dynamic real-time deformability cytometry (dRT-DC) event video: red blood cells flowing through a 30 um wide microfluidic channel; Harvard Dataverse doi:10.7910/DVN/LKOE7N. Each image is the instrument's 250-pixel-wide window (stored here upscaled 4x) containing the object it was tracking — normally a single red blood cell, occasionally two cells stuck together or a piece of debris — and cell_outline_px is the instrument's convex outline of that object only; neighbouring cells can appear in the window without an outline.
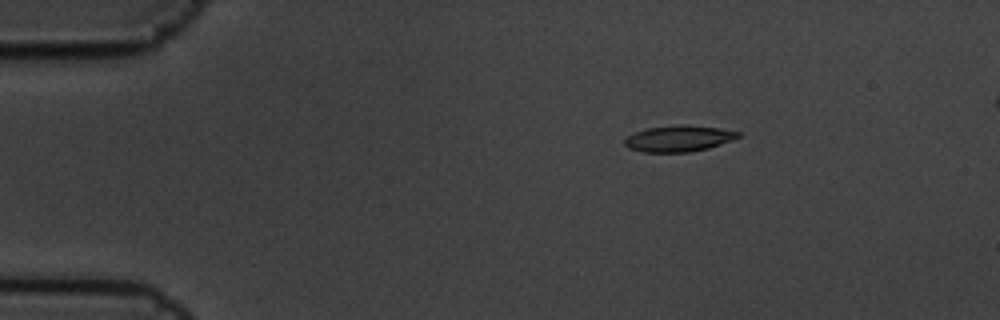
{"species": "common noctule bat (a hibernating species)", "species_latin": "Nyctalus noctula", "temperature_condition": "cold", "stored_images_in_passage": 5, "camera_frame_rate_fps": 3000, "um_per_image_px": 0.085, "animal": {"sex": "male", "body_mass_g": 19.5, "forearm_length_mm": 54.6}, "frame": {"image": 1, "passage_image": 2, "time_ms": 0.333, "image_size_px": [1000, 320], "cell_outline_px": [[740, 136], [732, 140], [708, 148], [688, 152], [644, 152], [628, 148], [624, 144], [624, 140], [628, 136], [636, 132], [648, 128], [680, 124], [720, 128], [740, 132]], "centroid_in_image_um": [57.69, 11.77], "position_along_channel_um": 27.3, "area_um2": 17.17}}